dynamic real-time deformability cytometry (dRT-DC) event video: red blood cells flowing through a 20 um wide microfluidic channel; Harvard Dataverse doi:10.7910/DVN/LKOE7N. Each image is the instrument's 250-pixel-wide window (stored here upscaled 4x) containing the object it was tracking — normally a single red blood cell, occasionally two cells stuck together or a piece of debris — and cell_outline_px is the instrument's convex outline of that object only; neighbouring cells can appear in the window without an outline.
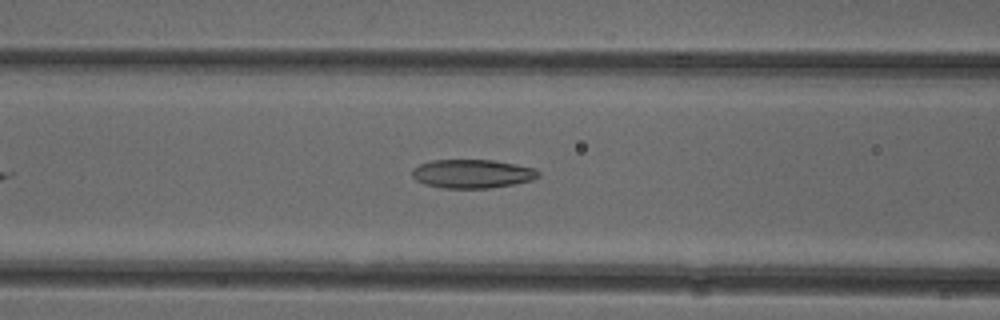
{"species": "common noctule bat (a hibernating species)", "species_latin": "Nyctalus noctula", "temperature_condition": "cold", "stored_images_in_passage": 38, "camera_frame_rate_fps": 3000, "um_per_image_px": 0.085, "animal": {"sex": "female"}, "frame": {"image": 1, "passage_image": 10, "time_ms": 3.0, "image_size_px": [1000, 320], "cell_outline_px": [[540, 176], [532, 180], [512, 184], [488, 188], [444, 188], [424, 184], [416, 180], [412, 176], [412, 168], [420, 164], [432, 160], [492, 160], [516, 164], [536, 168], [540, 172]], "centroid_in_image_um": [40.15, 14.76], "position_along_channel_um": 126.5, "area_um2": 21.15}}
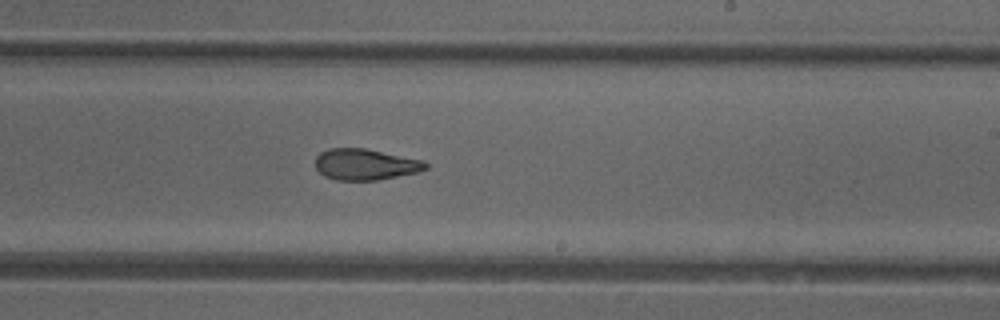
{"frame": {"image": 2, "passage_image": 20, "time_ms": 6.333, "image_size_px": [1000, 320], "cell_outline_px": [[428, 168], [420, 172], [376, 180], [336, 180], [324, 176], [316, 168], [316, 156], [320, 152], [328, 148], [364, 148], [424, 160], [428, 164]], "centroid_in_image_um": [31.07, 13.97], "position_along_channel_um": 257.9, "area_um2": 20.11}}
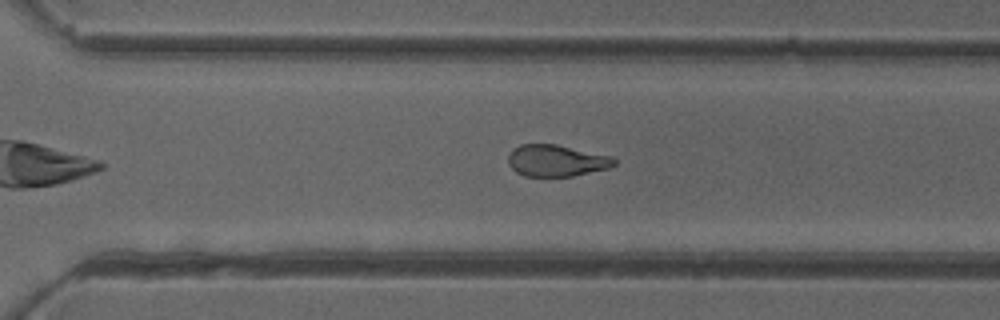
{"frame": {"image": 3, "passage_image": 25, "time_ms": 8.0, "image_size_px": [1000, 320], "cell_outline_px": [[616, 164], [608, 168], [572, 176], [524, 176], [516, 172], [508, 164], [508, 156], [512, 148], [520, 144], [556, 144], [612, 156], [616, 160]], "centroid_in_image_um": [47.27, 13.64], "position_along_channel_um": 323.3, "area_um2": 19.59}, "authors_computed_cell_mechanics": {"area_um2": 21.2415, "velocity_mm_per_s": 3.9502, "shape_relaxation_time_tau1_ms": null, "shape_relaxation_time_tau2_ms": 3.1474, "deformation_change_tau1": null, "deformation_change_tau2": 0.1169}}